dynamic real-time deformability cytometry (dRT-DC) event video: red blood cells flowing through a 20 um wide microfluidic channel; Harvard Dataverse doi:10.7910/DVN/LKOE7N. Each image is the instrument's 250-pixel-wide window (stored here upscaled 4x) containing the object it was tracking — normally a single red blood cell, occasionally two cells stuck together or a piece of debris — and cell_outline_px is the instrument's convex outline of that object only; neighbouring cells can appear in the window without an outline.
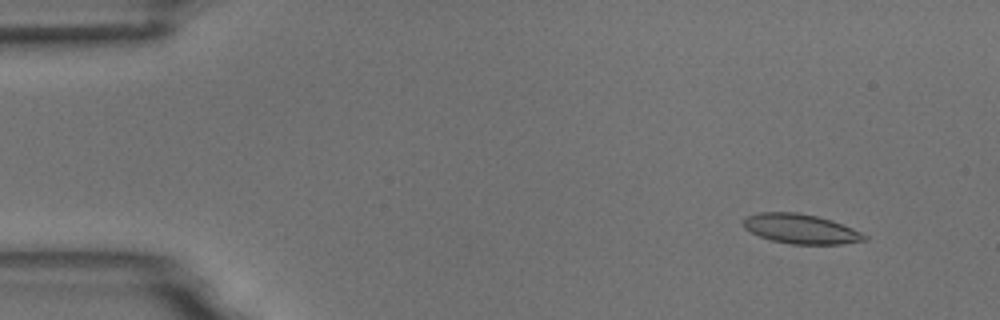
{"species": "common noctule bat (a hibernating species)", "species_latin": "Nyctalus noctula", "temperature_condition": "room temperature", "stored_images_in_passage": 6, "camera_frame_rate_fps": 3000, "um_per_image_px": 0.085, "animal": {"sex": "male", "body_mass_g": 18.8}, "frame": {"image": 1, "passage_image": 2, "time_ms": 1.333, "image_size_px": [1000, 320], "cell_outline_px": [[868, 240], [840, 244], [792, 244], [772, 240], [760, 236], [744, 228], [744, 216], [760, 212], [796, 212], [816, 216], [832, 220], [852, 228], [868, 236]], "centroid_in_image_um": [68.07, 19.45], "position_along_channel_um": 16.9, "area_um2": 20.81}}
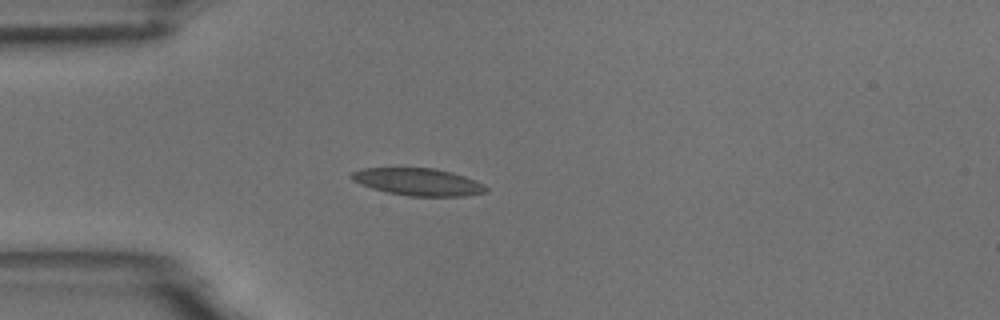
{"frame": {"image": 2, "passage_image": 5, "time_ms": 4.667, "image_size_px": [1000, 320], "cell_outline_px": [[488, 188], [484, 192], [464, 196], [408, 196], [388, 192], [372, 188], [360, 184], [352, 180], [348, 176], [352, 172], [364, 168], [432, 168], [452, 172], [476, 180], [484, 184]], "centroid_in_image_um": [35.52, 15.46], "position_along_channel_um": 49.5, "area_um2": 21.33}}